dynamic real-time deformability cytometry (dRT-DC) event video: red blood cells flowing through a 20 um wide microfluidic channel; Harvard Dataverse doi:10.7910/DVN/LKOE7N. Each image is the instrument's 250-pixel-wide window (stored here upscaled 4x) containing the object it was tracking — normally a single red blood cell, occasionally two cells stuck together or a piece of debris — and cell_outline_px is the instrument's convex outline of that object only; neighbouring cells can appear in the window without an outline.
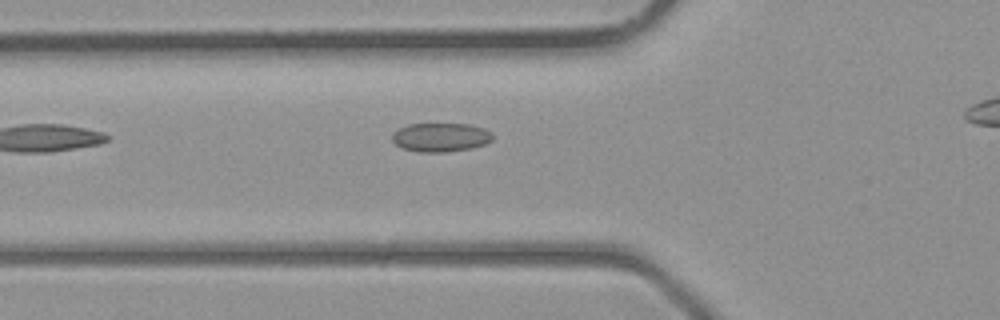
{"species": "common noctule bat (a hibernating species)", "species_latin": "Nyctalus noctula", "temperature_condition": "room temperature", "stored_images_in_passage": 12, "camera_frame_rate_fps": 3000, "um_per_image_px": 0.085, "animal": {"sex": "male", "body_mass_g": 23.1, "forearm_length_mm": 52.7}, "frame": {"image": 1, "passage_image": 3, "time_ms": 0.667, "image_size_px": [1000, 320], "cell_outline_px": [[492, 140], [484, 144], [472, 148], [444, 152], [416, 152], [404, 148], [396, 144], [392, 140], [392, 136], [400, 128], [408, 124], [468, 124], [484, 128], [492, 132]], "centroid_in_image_um": [37.48, 11.67], "position_along_channel_um": 88.3, "area_um2": 16.76}}
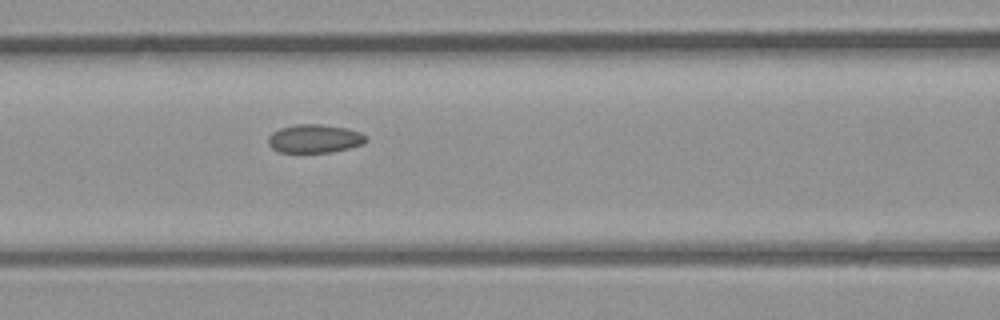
{"frame": {"image": 2, "passage_image": 6, "time_ms": 1.667, "image_size_px": [1000, 320], "cell_outline_px": [[368, 140], [364, 144], [332, 152], [280, 152], [272, 148], [268, 144], [268, 136], [272, 132], [280, 128], [292, 124], [320, 124], [348, 128], [360, 132]], "centroid_in_image_um": [26.73, 11.77], "position_along_channel_um": 139.9, "area_um2": 16.3}}
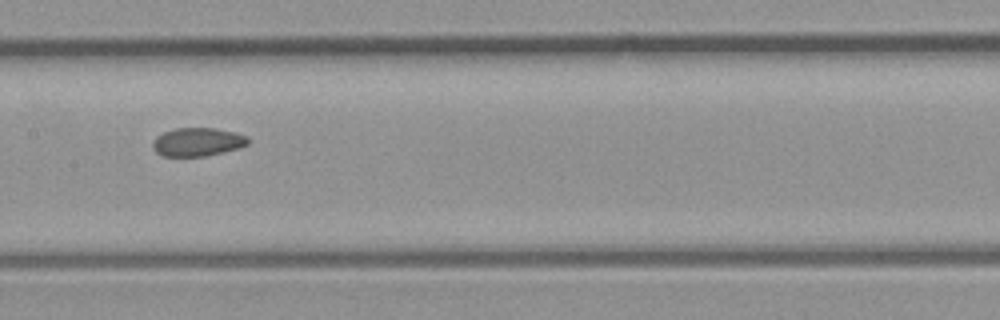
{"frame": {"image": 3, "passage_image": 9, "time_ms": 2.667, "image_size_px": [1000, 320], "cell_outline_px": [[248, 144], [224, 152], [204, 156], [160, 156], [152, 148], [152, 144], [156, 136], [164, 132], [176, 128], [212, 128], [236, 132], [248, 136]], "centroid_in_image_um": [16.77, 12.06], "position_along_channel_um": 190.6, "area_um2": 15.78}}